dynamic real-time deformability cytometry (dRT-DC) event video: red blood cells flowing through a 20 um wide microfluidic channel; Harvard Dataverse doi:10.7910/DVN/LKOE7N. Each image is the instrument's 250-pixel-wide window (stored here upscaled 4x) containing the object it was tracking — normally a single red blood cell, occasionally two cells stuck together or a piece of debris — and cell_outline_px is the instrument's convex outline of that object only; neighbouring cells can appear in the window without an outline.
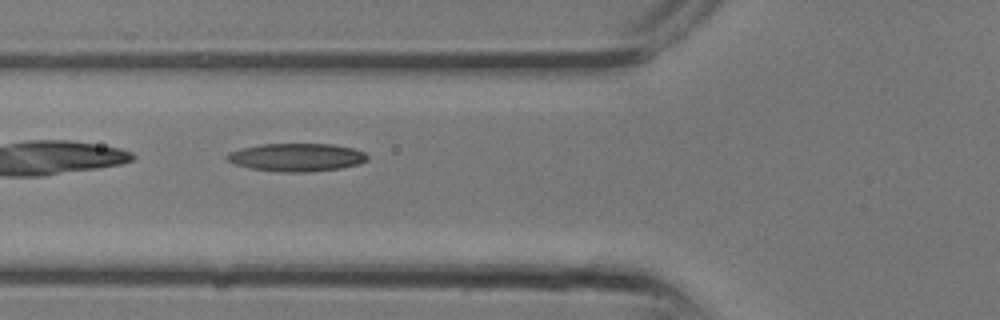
{"species": "common noctule bat (a hibernating species)", "species_latin": "Nyctalus noctula", "temperature_condition": "room temperature", "stored_images_in_passage": 10, "camera_frame_rate_fps": 3000, "um_per_image_px": 0.085, "animal": {"sex": "male", "body_mass_g": 13.3}, "frame": {"image": 1, "passage_image": 7, "time_ms": 2.0, "image_size_px": [1000, 320], "cell_outline_px": [[368, 160], [360, 164], [340, 168], [308, 172], [280, 172], [248, 168], [236, 164], [228, 160], [224, 156], [228, 152], [240, 148], [260, 144], [332, 144], [352, 148], [364, 152], [368, 156]], "centroid_in_image_um": [25.19, 13.37], "position_along_channel_um": 100.6, "area_um2": 23.06}}
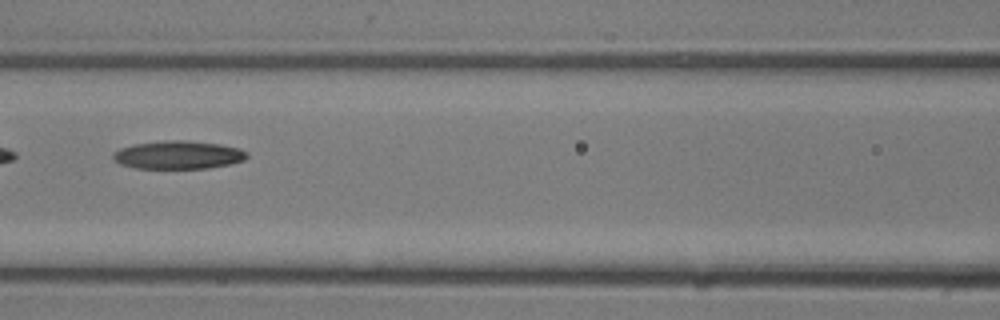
{"frame": {"image": 2, "passage_image": 9, "time_ms": 2.667, "image_size_px": [1000, 320], "cell_outline_px": [[248, 156], [244, 160], [228, 164], [208, 168], [136, 168], [120, 164], [112, 160], [112, 152], [120, 148], [132, 144], [168, 140], [184, 140], [220, 144], [240, 148], [248, 152]], "centroid_in_image_um": [15.12, 13.16], "position_along_channel_um": 151.5, "area_um2": 22.08}}